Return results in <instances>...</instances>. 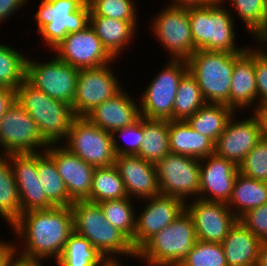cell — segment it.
Returning a JSON list of instances; mask_svg holds the SVG:
<instances>
[{"instance_id":"4dcf8cb0","label":"cell","mask_w":267,"mask_h":266,"mask_svg":"<svg viewBox=\"0 0 267 266\" xmlns=\"http://www.w3.org/2000/svg\"><path fill=\"white\" fill-rule=\"evenodd\" d=\"M21 215V201L8 155L0 154V217L11 226Z\"/></svg>"},{"instance_id":"4316f807","label":"cell","mask_w":267,"mask_h":266,"mask_svg":"<svg viewBox=\"0 0 267 266\" xmlns=\"http://www.w3.org/2000/svg\"><path fill=\"white\" fill-rule=\"evenodd\" d=\"M170 151L202 159L215 153V143L194 130L186 120L169 121Z\"/></svg>"},{"instance_id":"484cf974","label":"cell","mask_w":267,"mask_h":266,"mask_svg":"<svg viewBox=\"0 0 267 266\" xmlns=\"http://www.w3.org/2000/svg\"><path fill=\"white\" fill-rule=\"evenodd\" d=\"M263 242L237 221L221 243L228 266H256Z\"/></svg>"},{"instance_id":"30bf717a","label":"cell","mask_w":267,"mask_h":266,"mask_svg":"<svg viewBox=\"0 0 267 266\" xmlns=\"http://www.w3.org/2000/svg\"><path fill=\"white\" fill-rule=\"evenodd\" d=\"M78 72L79 69L62 61L56 55L42 63L27 55L25 80L52 99L69 105H72L75 97Z\"/></svg>"},{"instance_id":"e575fe53","label":"cell","mask_w":267,"mask_h":266,"mask_svg":"<svg viewBox=\"0 0 267 266\" xmlns=\"http://www.w3.org/2000/svg\"><path fill=\"white\" fill-rule=\"evenodd\" d=\"M206 103L197 80L188 71L178 85L173 104V120H187Z\"/></svg>"},{"instance_id":"f5cc1de1","label":"cell","mask_w":267,"mask_h":266,"mask_svg":"<svg viewBox=\"0 0 267 266\" xmlns=\"http://www.w3.org/2000/svg\"><path fill=\"white\" fill-rule=\"evenodd\" d=\"M122 260H106L101 266H124Z\"/></svg>"},{"instance_id":"3957f363","label":"cell","mask_w":267,"mask_h":266,"mask_svg":"<svg viewBox=\"0 0 267 266\" xmlns=\"http://www.w3.org/2000/svg\"><path fill=\"white\" fill-rule=\"evenodd\" d=\"M197 241L194 221L185 210L171 224L151 237L137 252L146 266H179Z\"/></svg>"},{"instance_id":"816d5d0a","label":"cell","mask_w":267,"mask_h":266,"mask_svg":"<svg viewBox=\"0 0 267 266\" xmlns=\"http://www.w3.org/2000/svg\"><path fill=\"white\" fill-rule=\"evenodd\" d=\"M10 266H46V265L42 263L23 262L18 259H15Z\"/></svg>"},{"instance_id":"8fae6325","label":"cell","mask_w":267,"mask_h":266,"mask_svg":"<svg viewBox=\"0 0 267 266\" xmlns=\"http://www.w3.org/2000/svg\"><path fill=\"white\" fill-rule=\"evenodd\" d=\"M163 9V10H162ZM152 16L150 29L172 60H188L194 47L188 8L166 6Z\"/></svg>"},{"instance_id":"11a10c76","label":"cell","mask_w":267,"mask_h":266,"mask_svg":"<svg viewBox=\"0 0 267 266\" xmlns=\"http://www.w3.org/2000/svg\"><path fill=\"white\" fill-rule=\"evenodd\" d=\"M228 1V2H227ZM233 0H213V5L215 6H222L224 7V4H229L231 3ZM226 2V3H225Z\"/></svg>"},{"instance_id":"1f68e13d","label":"cell","mask_w":267,"mask_h":266,"mask_svg":"<svg viewBox=\"0 0 267 266\" xmlns=\"http://www.w3.org/2000/svg\"><path fill=\"white\" fill-rule=\"evenodd\" d=\"M37 173L46 198L55 207L70 206L74 202L68 195L54 160L45 151L38 152Z\"/></svg>"},{"instance_id":"db71d44e","label":"cell","mask_w":267,"mask_h":266,"mask_svg":"<svg viewBox=\"0 0 267 266\" xmlns=\"http://www.w3.org/2000/svg\"><path fill=\"white\" fill-rule=\"evenodd\" d=\"M262 117L263 125H267V104L258 111Z\"/></svg>"},{"instance_id":"277c9868","label":"cell","mask_w":267,"mask_h":266,"mask_svg":"<svg viewBox=\"0 0 267 266\" xmlns=\"http://www.w3.org/2000/svg\"><path fill=\"white\" fill-rule=\"evenodd\" d=\"M231 10L215 5L188 8L192 39L197 50L243 53L247 49L236 45V25Z\"/></svg>"},{"instance_id":"7a4b0ae2","label":"cell","mask_w":267,"mask_h":266,"mask_svg":"<svg viewBox=\"0 0 267 266\" xmlns=\"http://www.w3.org/2000/svg\"><path fill=\"white\" fill-rule=\"evenodd\" d=\"M70 208L73 231L87 238L106 260H120L121 255L138 260L130 240L107 221L98 203L76 200Z\"/></svg>"},{"instance_id":"f546056e","label":"cell","mask_w":267,"mask_h":266,"mask_svg":"<svg viewBox=\"0 0 267 266\" xmlns=\"http://www.w3.org/2000/svg\"><path fill=\"white\" fill-rule=\"evenodd\" d=\"M234 112L223 103H206L186 121L194 130L216 143Z\"/></svg>"},{"instance_id":"b9f144b4","label":"cell","mask_w":267,"mask_h":266,"mask_svg":"<svg viewBox=\"0 0 267 266\" xmlns=\"http://www.w3.org/2000/svg\"><path fill=\"white\" fill-rule=\"evenodd\" d=\"M113 148L116 156L119 155H137L144 140L143 135V117H140L132 125L123 127L112 133ZM123 139L122 144L121 140ZM119 139V140H118ZM125 143V144H124Z\"/></svg>"},{"instance_id":"52a82bcc","label":"cell","mask_w":267,"mask_h":266,"mask_svg":"<svg viewBox=\"0 0 267 266\" xmlns=\"http://www.w3.org/2000/svg\"><path fill=\"white\" fill-rule=\"evenodd\" d=\"M241 54L198 49L187 60L188 71L197 80L207 103L230 107L232 72Z\"/></svg>"},{"instance_id":"681fc988","label":"cell","mask_w":267,"mask_h":266,"mask_svg":"<svg viewBox=\"0 0 267 266\" xmlns=\"http://www.w3.org/2000/svg\"><path fill=\"white\" fill-rule=\"evenodd\" d=\"M256 266H267V242H263L259 248Z\"/></svg>"},{"instance_id":"83f0119b","label":"cell","mask_w":267,"mask_h":266,"mask_svg":"<svg viewBox=\"0 0 267 266\" xmlns=\"http://www.w3.org/2000/svg\"><path fill=\"white\" fill-rule=\"evenodd\" d=\"M267 203V182L242 176L235 178L232 194L227 203L229 209L239 219L248 210Z\"/></svg>"},{"instance_id":"6da1fadb","label":"cell","mask_w":267,"mask_h":266,"mask_svg":"<svg viewBox=\"0 0 267 266\" xmlns=\"http://www.w3.org/2000/svg\"><path fill=\"white\" fill-rule=\"evenodd\" d=\"M11 227L16 238L18 237V245H14L16 259L43 264L45 260L52 259L55 263L61 257L68 237L73 232L72 210L70 206L30 210L21 213Z\"/></svg>"},{"instance_id":"603a6c76","label":"cell","mask_w":267,"mask_h":266,"mask_svg":"<svg viewBox=\"0 0 267 266\" xmlns=\"http://www.w3.org/2000/svg\"><path fill=\"white\" fill-rule=\"evenodd\" d=\"M124 88L114 97L98 105L86 117L96 126L109 133L132 125L140 117L139 102Z\"/></svg>"},{"instance_id":"7402d4cb","label":"cell","mask_w":267,"mask_h":266,"mask_svg":"<svg viewBox=\"0 0 267 266\" xmlns=\"http://www.w3.org/2000/svg\"><path fill=\"white\" fill-rule=\"evenodd\" d=\"M114 165L124 182L128 197L141 201L160 195L155 164L137 155H119Z\"/></svg>"},{"instance_id":"7bdbcfd3","label":"cell","mask_w":267,"mask_h":266,"mask_svg":"<svg viewBox=\"0 0 267 266\" xmlns=\"http://www.w3.org/2000/svg\"><path fill=\"white\" fill-rule=\"evenodd\" d=\"M254 69L257 84V111L267 104V54L254 46Z\"/></svg>"},{"instance_id":"9c48e42d","label":"cell","mask_w":267,"mask_h":266,"mask_svg":"<svg viewBox=\"0 0 267 266\" xmlns=\"http://www.w3.org/2000/svg\"><path fill=\"white\" fill-rule=\"evenodd\" d=\"M94 168L114 165L113 137L87 117H75L67 138L61 143Z\"/></svg>"},{"instance_id":"d6a6232c","label":"cell","mask_w":267,"mask_h":266,"mask_svg":"<svg viewBox=\"0 0 267 266\" xmlns=\"http://www.w3.org/2000/svg\"><path fill=\"white\" fill-rule=\"evenodd\" d=\"M128 197L124 182L115 165L94 169L90 196L93 203Z\"/></svg>"},{"instance_id":"ba28073f","label":"cell","mask_w":267,"mask_h":266,"mask_svg":"<svg viewBox=\"0 0 267 266\" xmlns=\"http://www.w3.org/2000/svg\"><path fill=\"white\" fill-rule=\"evenodd\" d=\"M164 64L138 98L141 117L173 120L175 96L182 77L188 72V64L186 60L172 59Z\"/></svg>"},{"instance_id":"5bb4252c","label":"cell","mask_w":267,"mask_h":266,"mask_svg":"<svg viewBox=\"0 0 267 266\" xmlns=\"http://www.w3.org/2000/svg\"><path fill=\"white\" fill-rule=\"evenodd\" d=\"M112 63L107 65L79 69L72 110L77 117H86L98 105L114 97L124 86L113 72ZM118 77V78H117Z\"/></svg>"},{"instance_id":"8d00e7d4","label":"cell","mask_w":267,"mask_h":266,"mask_svg":"<svg viewBox=\"0 0 267 266\" xmlns=\"http://www.w3.org/2000/svg\"><path fill=\"white\" fill-rule=\"evenodd\" d=\"M26 60L22 51L0 43V87L16 90L21 85L25 80Z\"/></svg>"},{"instance_id":"e0dca14e","label":"cell","mask_w":267,"mask_h":266,"mask_svg":"<svg viewBox=\"0 0 267 266\" xmlns=\"http://www.w3.org/2000/svg\"><path fill=\"white\" fill-rule=\"evenodd\" d=\"M141 202L144 208L136 213L134 237L130 241L136 252L186 210V203L180 198L161 194Z\"/></svg>"},{"instance_id":"f6af8a7d","label":"cell","mask_w":267,"mask_h":266,"mask_svg":"<svg viewBox=\"0 0 267 266\" xmlns=\"http://www.w3.org/2000/svg\"><path fill=\"white\" fill-rule=\"evenodd\" d=\"M30 0H0V25L4 20H8L15 15V12H18L20 8L26 6L24 4L29 3Z\"/></svg>"},{"instance_id":"bcb514c9","label":"cell","mask_w":267,"mask_h":266,"mask_svg":"<svg viewBox=\"0 0 267 266\" xmlns=\"http://www.w3.org/2000/svg\"><path fill=\"white\" fill-rule=\"evenodd\" d=\"M8 241L6 242V240L3 241L2 239L0 240V266H10L16 259L14 246L16 244V241Z\"/></svg>"},{"instance_id":"d6986e66","label":"cell","mask_w":267,"mask_h":266,"mask_svg":"<svg viewBox=\"0 0 267 266\" xmlns=\"http://www.w3.org/2000/svg\"><path fill=\"white\" fill-rule=\"evenodd\" d=\"M21 201V213L55 207L42 190L38 177V153L8 154Z\"/></svg>"},{"instance_id":"ee69618b","label":"cell","mask_w":267,"mask_h":266,"mask_svg":"<svg viewBox=\"0 0 267 266\" xmlns=\"http://www.w3.org/2000/svg\"><path fill=\"white\" fill-rule=\"evenodd\" d=\"M238 221L262 242H267V203L248 210Z\"/></svg>"},{"instance_id":"9f6ffc18","label":"cell","mask_w":267,"mask_h":266,"mask_svg":"<svg viewBox=\"0 0 267 266\" xmlns=\"http://www.w3.org/2000/svg\"><path fill=\"white\" fill-rule=\"evenodd\" d=\"M264 136L267 138V125H264Z\"/></svg>"},{"instance_id":"c3c4849f","label":"cell","mask_w":267,"mask_h":266,"mask_svg":"<svg viewBox=\"0 0 267 266\" xmlns=\"http://www.w3.org/2000/svg\"><path fill=\"white\" fill-rule=\"evenodd\" d=\"M168 4L175 7L189 8L213 5V0H170Z\"/></svg>"},{"instance_id":"ab89813d","label":"cell","mask_w":267,"mask_h":266,"mask_svg":"<svg viewBox=\"0 0 267 266\" xmlns=\"http://www.w3.org/2000/svg\"><path fill=\"white\" fill-rule=\"evenodd\" d=\"M179 266H228L220 243L197 240Z\"/></svg>"},{"instance_id":"9a60e30c","label":"cell","mask_w":267,"mask_h":266,"mask_svg":"<svg viewBox=\"0 0 267 266\" xmlns=\"http://www.w3.org/2000/svg\"><path fill=\"white\" fill-rule=\"evenodd\" d=\"M238 114L240 113L234 112L230 117L223 133L215 143V154L233 161L237 166L264 138L263 120L258 111H253L251 116L240 118L241 120L237 117Z\"/></svg>"},{"instance_id":"f35d334b","label":"cell","mask_w":267,"mask_h":266,"mask_svg":"<svg viewBox=\"0 0 267 266\" xmlns=\"http://www.w3.org/2000/svg\"><path fill=\"white\" fill-rule=\"evenodd\" d=\"M90 16H102L112 19L138 22L135 0H87Z\"/></svg>"},{"instance_id":"ffe728a7","label":"cell","mask_w":267,"mask_h":266,"mask_svg":"<svg viewBox=\"0 0 267 266\" xmlns=\"http://www.w3.org/2000/svg\"><path fill=\"white\" fill-rule=\"evenodd\" d=\"M45 152L54 160L69 197L73 201L86 200L90 196L95 168L62 144H50Z\"/></svg>"},{"instance_id":"d4e9b609","label":"cell","mask_w":267,"mask_h":266,"mask_svg":"<svg viewBox=\"0 0 267 266\" xmlns=\"http://www.w3.org/2000/svg\"><path fill=\"white\" fill-rule=\"evenodd\" d=\"M89 24L100 38L103 46L116 59L126 47L130 48L137 33L138 22L112 19L102 16H90Z\"/></svg>"},{"instance_id":"7dc6e473","label":"cell","mask_w":267,"mask_h":266,"mask_svg":"<svg viewBox=\"0 0 267 266\" xmlns=\"http://www.w3.org/2000/svg\"><path fill=\"white\" fill-rule=\"evenodd\" d=\"M16 101V90L0 87V120Z\"/></svg>"},{"instance_id":"8992f818","label":"cell","mask_w":267,"mask_h":266,"mask_svg":"<svg viewBox=\"0 0 267 266\" xmlns=\"http://www.w3.org/2000/svg\"><path fill=\"white\" fill-rule=\"evenodd\" d=\"M34 13L37 34L51 52L66 35L89 25L90 7L87 0H40Z\"/></svg>"},{"instance_id":"2e32d148","label":"cell","mask_w":267,"mask_h":266,"mask_svg":"<svg viewBox=\"0 0 267 266\" xmlns=\"http://www.w3.org/2000/svg\"><path fill=\"white\" fill-rule=\"evenodd\" d=\"M51 51L76 69L97 68L117 61L90 24L81 31L66 35Z\"/></svg>"},{"instance_id":"44dd1931","label":"cell","mask_w":267,"mask_h":266,"mask_svg":"<svg viewBox=\"0 0 267 266\" xmlns=\"http://www.w3.org/2000/svg\"><path fill=\"white\" fill-rule=\"evenodd\" d=\"M238 166L215 153L200 159L199 198L207 201L228 203Z\"/></svg>"},{"instance_id":"ac0fdd59","label":"cell","mask_w":267,"mask_h":266,"mask_svg":"<svg viewBox=\"0 0 267 266\" xmlns=\"http://www.w3.org/2000/svg\"><path fill=\"white\" fill-rule=\"evenodd\" d=\"M186 211L194 221L197 240L222 243L238 218L226 203L200 198L186 202Z\"/></svg>"},{"instance_id":"f907efd6","label":"cell","mask_w":267,"mask_h":266,"mask_svg":"<svg viewBox=\"0 0 267 266\" xmlns=\"http://www.w3.org/2000/svg\"><path fill=\"white\" fill-rule=\"evenodd\" d=\"M255 43H258L260 48L267 54V31L261 33L254 39ZM266 47V48H265Z\"/></svg>"},{"instance_id":"d590c367","label":"cell","mask_w":267,"mask_h":266,"mask_svg":"<svg viewBox=\"0 0 267 266\" xmlns=\"http://www.w3.org/2000/svg\"><path fill=\"white\" fill-rule=\"evenodd\" d=\"M134 199L130 197L99 202L107 221L130 241L134 237L136 213ZM134 204V205H133ZM134 206V207H133Z\"/></svg>"},{"instance_id":"f1b7e54d","label":"cell","mask_w":267,"mask_h":266,"mask_svg":"<svg viewBox=\"0 0 267 266\" xmlns=\"http://www.w3.org/2000/svg\"><path fill=\"white\" fill-rule=\"evenodd\" d=\"M144 140L137 156L147 162L157 164L170 151L169 120L149 119L143 117Z\"/></svg>"},{"instance_id":"836d02e7","label":"cell","mask_w":267,"mask_h":266,"mask_svg":"<svg viewBox=\"0 0 267 266\" xmlns=\"http://www.w3.org/2000/svg\"><path fill=\"white\" fill-rule=\"evenodd\" d=\"M106 259L91 242L74 231L68 237L57 266H101Z\"/></svg>"},{"instance_id":"cb8c5ba5","label":"cell","mask_w":267,"mask_h":266,"mask_svg":"<svg viewBox=\"0 0 267 266\" xmlns=\"http://www.w3.org/2000/svg\"><path fill=\"white\" fill-rule=\"evenodd\" d=\"M235 60L230 87V107L238 110L257 111V84L254 69V45ZM253 105V106H252Z\"/></svg>"},{"instance_id":"4fadbf2b","label":"cell","mask_w":267,"mask_h":266,"mask_svg":"<svg viewBox=\"0 0 267 266\" xmlns=\"http://www.w3.org/2000/svg\"><path fill=\"white\" fill-rule=\"evenodd\" d=\"M49 145L29 113L15 101L0 120V154L38 153Z\"/></svg>"},{"instance_id":"7c38bea8","label":"cell","mask_w":267,"mask_h":266,"mask_svg":"<svg viewBox=\"0 0 267 266\" xmlns=\"http://www.w3.org/2000/svg\"><path fill=\"white\" fill-rule=\"evenodd\" d=\"M155 166L161 195L180 198L185 203L199 198L200 159L169 153Z\"/></svg>"},{"instance_id":"74e56055","label":"cell","mask_w":267,"mask_h":266,"mask_svg":"<svg viewBox=\"0 0 267 266\" xmlns=\"http://www.w3.org/2000/svg\"><path fill=\"white\" fill-rule=\"evenodd\" d=\"M232 8L255 39L267 31V0H233Z\"/></svg>"},{"instance_id":"60d3db41","label":"cell","mask_w":267,"mask_h":266,"mask_svg":"<svg viewBox=\"0 0 267 266\" xmlns=\"http://www.w3.org/2000/svg\"><path fill=\"white\" fill-rule=\"evenodd\" d=\"M247 178L267 182V138L264 136L238 166Z\"/></svg>"},{"instance_id":"5b68a950","label":"cell","mask_w":267,"mask_h":266,"mask_svg":"<svg viewBox=\"0 0 267 266\" xmlns=\"http://www.w3.org/2000/svg\"><path fill=\"white\" fill-rule=\"evenodd\" d=\"M16 101L29 113L49 144H61L76 117L72 106L52 99L24 80L16 89Z\"/></svg>"}]
</instances>
